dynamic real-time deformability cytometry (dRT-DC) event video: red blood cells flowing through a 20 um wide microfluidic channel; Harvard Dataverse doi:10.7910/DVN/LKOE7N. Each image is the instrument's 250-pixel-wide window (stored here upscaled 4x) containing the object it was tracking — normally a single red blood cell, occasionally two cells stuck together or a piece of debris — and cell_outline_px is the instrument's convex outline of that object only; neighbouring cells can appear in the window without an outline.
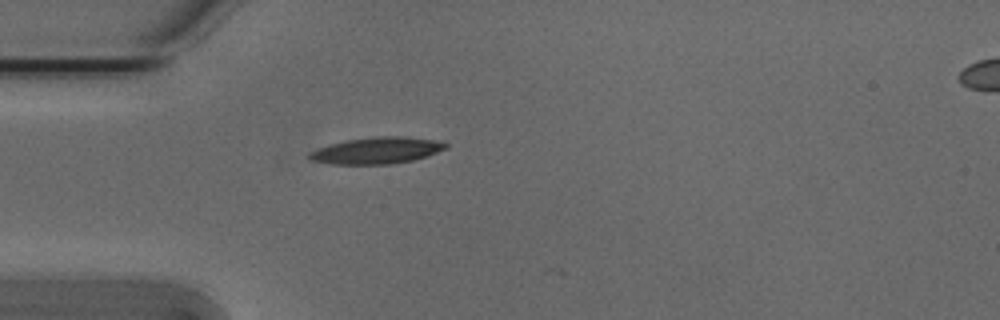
{"species": "Egyptian fruit bat (a non-hibernating species)", "species_latin": "Rousettus aegyptiacus", "temperature_condition": "cold", "stored_images_in_passage": 33, "camera_frame_rate_fps": 3000, "um_per_image_px": 0.085, "animal": {"sex": "male"}, "frame": {"image": 1, "passage_image": 2, "time_ms": 0.333, "image_size_px": [1000, 320], "cell_outline_px": [[448, 148], [428, 156], [412, 160], [388, 164], [332, 164], [312, 160], [308, 156], [308, 152], [316, 148], [328, 144], [344, 140], [376, 136], [408, 136], [432, 140], [448, 144]], "centroid_in_image_um": [32.0, 12.78], "position_along_channel_um": 53.0, "area_um2": 21.21}}
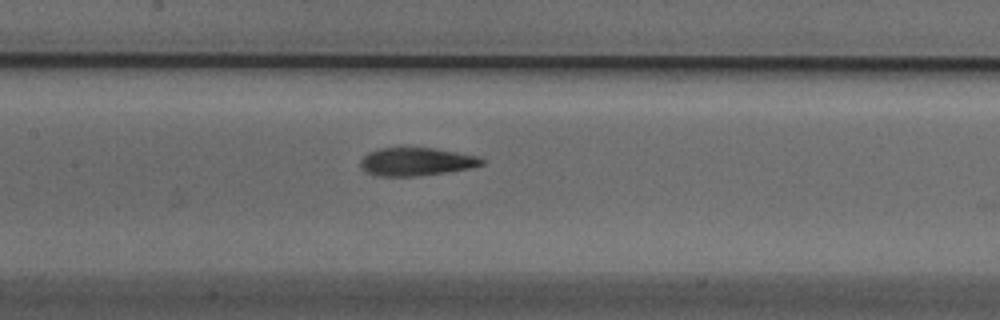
{"frame": {"image": 2, "passage_image": 12, "time_ms": 3.667, "image_size_px": [1000, 320], "cell_outline_px": [[484, 164], [472, 168], [416, 176], [380, 176], [368, 172], [360, 164], [360, 160], [368, 152], [376, 148], [436, 148], [480, 156], [484, 160]], "centroid_in_image_um": [35.43, 13.73], "position_along_channel_um": 172.0, "area_um2": 19.83}}
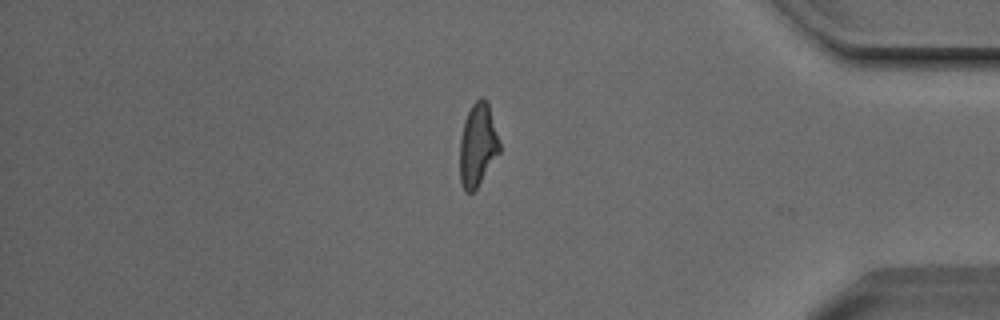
{"frame": {"image": 3, "passage_image": 32, "time_ms": 10.333, "image_size_px": [1000, 320], "cell_outline_px": [[500, 152], [476, 188], [472, 192], [464, 192], [460, 180], [460, 140], [464, 120], [472, 104], [480, 96], [484, 96], [488, 100], [500, 144]], "centroid_in_image_um": [40.6, 12.28], "position_along_channel_um": 394.6, "area_um2": 19.25}, "authors_computed_cell_mechanics": {"area_um2": 20.0566, "velocity_mm_per_s": 3.8052, "shape_relaxation_time_tau1_ms": 4.7117, "shape_relaxation_time_tau2_ms": 0.9782, "deformation_change_tau1": 0.1879, "deformation_change_tau2": 0.0799}}